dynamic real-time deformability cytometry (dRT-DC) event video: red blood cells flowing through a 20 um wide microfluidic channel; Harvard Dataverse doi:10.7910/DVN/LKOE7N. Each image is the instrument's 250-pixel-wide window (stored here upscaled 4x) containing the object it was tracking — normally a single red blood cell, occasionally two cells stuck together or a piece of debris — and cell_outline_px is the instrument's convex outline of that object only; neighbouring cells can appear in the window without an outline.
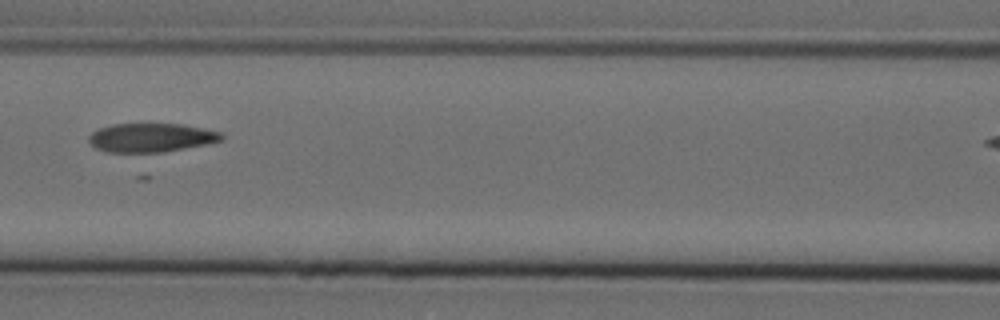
{"species": "Egyptian fruit bat (a non-hibernating species)", "species_latin": "Rousettus aegyptiacus", "temperature_condition": "cold", "stored_images_in_passage": 6, "camera_frame_rate_fps": 3000, "um_per_image_px": 0.085, "animal": {"sex": "female"}, "frame": {"image": 1, "passage_image": 6, "time_ms": 1.667, "image_size_px": [1000, 320], "cell_outline_px": [[224, 140], [208, 144], [164, 152], [104, 152], [96, 148], [88, 140], [88, 136], [92, 132], [100, 128], [112, 124], [180, 124], [224, 132]], "centroid_in_image_um": [12.88, 11.7], "position_along_channel_um": 153.7, "area_um2": 22.43}}